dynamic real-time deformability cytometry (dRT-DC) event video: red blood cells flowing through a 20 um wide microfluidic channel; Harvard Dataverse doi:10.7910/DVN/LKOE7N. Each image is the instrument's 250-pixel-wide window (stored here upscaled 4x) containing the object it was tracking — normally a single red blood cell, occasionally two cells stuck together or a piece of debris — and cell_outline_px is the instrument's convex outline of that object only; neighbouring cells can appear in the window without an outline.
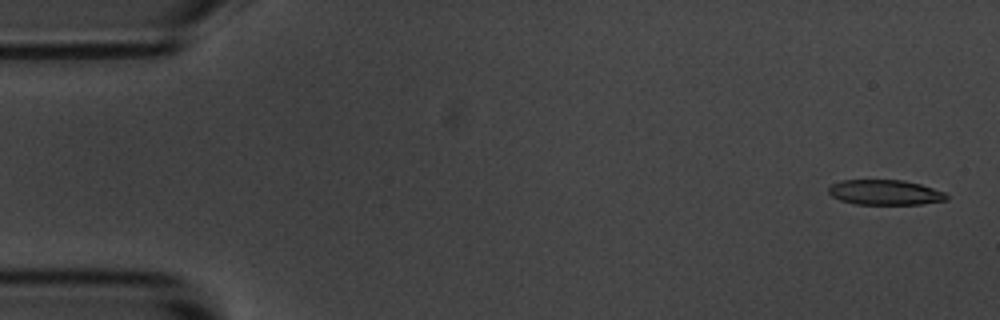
{"species": "common noctule bat (a hibernating species)", "species_latin": "Nyctalus noctula", "temperature_condition": "room temperature", "stored_images_in_passage": 54, "camera_frame_rate_fps": 3000, "um_per_image_px": 0.085, "animal": {"sex": "male", "body_mass_g": 20.1, "forearm_length_mm": 53.5}, "frame": {"image": 1, "passage_image": 2, "time_ms": 0.333, "image_size_px": [1000, 320], "cell_outline_px": [[948, 200], [920, 204], [856, 204], [840, 200], [832, 196], [828, 192], [828, 188], [832, 184], [840, 180], [904, 180], [920, 184], [944, 192], [948, 196]], "centroid_in_image_um": [75.22, 16.35], "position_along_channel_um": 9.8, "area_um2": 17.22}}
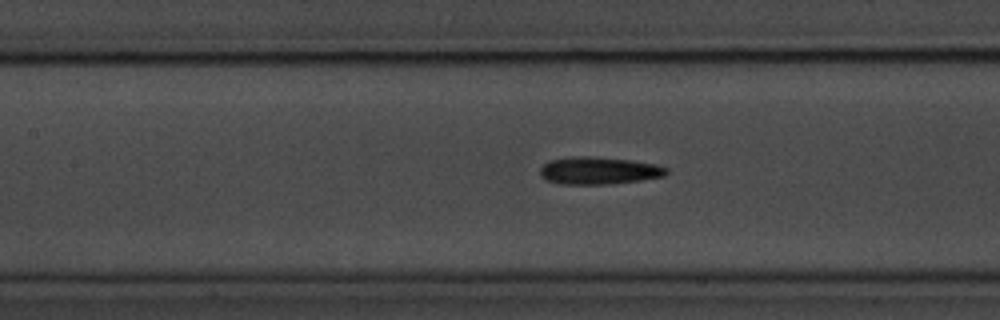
{"frame": {"image": 2, "passage_image": 24, "time_ms": 7.667, "image_size_px": [1000, 320], "cell_outline_px": [[668, 172], [664, 176], [640, 180], [608, 184], [560, 184], [544, 180], [540, 176], [540, 168], [548, 160], [572, 156], [592, 156], [632, 160], [656, 164], [668, 168]], "centroid_in_image_um": [50.86, 14.49], "position_along_channel_um": 156.5, "area_um2": 20.4}}
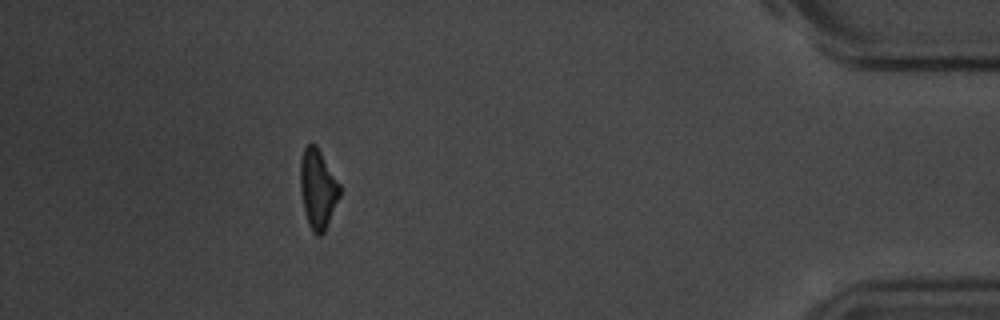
{"frame": {"image": 3, "passage_image": 49, "time_ms": 16.0, "image_size_px": [1000, 320], "cell_outline_px": [[340, 196], [328, 224], [324, 232], [320, 236], [316, 236], [312, 232], [308, 224], [304, 208], [300, 188], [300, 160], [304, 148], [308, 144], [316, 144], [340, 184]], "centroid_in_image_um": [27.01, 16.07], "position_along_channel_um": 408.2, "area_um2": 18.26}, "authors_computed_cell_mechanics": {"area_um2": 19.1896, "velocity_mm_per_s": 3.6736, "shape_relaxation_time_tau1_ms": 4.0891, "shape_relaxation_time_tau2_ms": 7.4801, "deformation_change_tau1": 0.1372, "deformation_change_tau2": 0.1924}}